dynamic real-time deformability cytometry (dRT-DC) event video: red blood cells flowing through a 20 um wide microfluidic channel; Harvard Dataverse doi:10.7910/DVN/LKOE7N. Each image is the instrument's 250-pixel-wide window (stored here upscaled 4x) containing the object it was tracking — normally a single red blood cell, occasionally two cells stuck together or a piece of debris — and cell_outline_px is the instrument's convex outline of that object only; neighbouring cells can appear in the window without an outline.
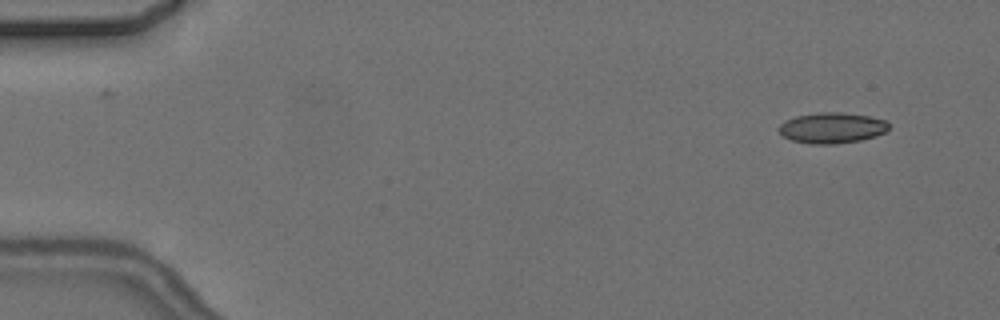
{"species": "common noctule bat (a hibernating species)", "species_latin": "Nyctalus noctula", "temperature_condition": "cold", "stored_images_in_passage": 5, "camera_frame_rate_fps": 3000, "um_per_image_px": 0.085, "animal": {"sex": "female", "body_mass_g": 24.6, "forearm_length_mm": 56.2}, "frame": {"image": 1, "passage_image": 1, "time_ms": 0.0, "image_size_px": [1000, 320], "cell_outline_px": [[888, 128], [884, 132], [876, 136], [860, 140], [836, 144], [812, 144], [792, 140], [784, 136], [776, 128], [784, 120], [796, 116], [820, 112], [840, 112], [868, 116], [888, 120]], "centroid_in_image_um": [70.7, 10.86], "position_along_channel_um": 14.3, "area_um2": 19.71}}
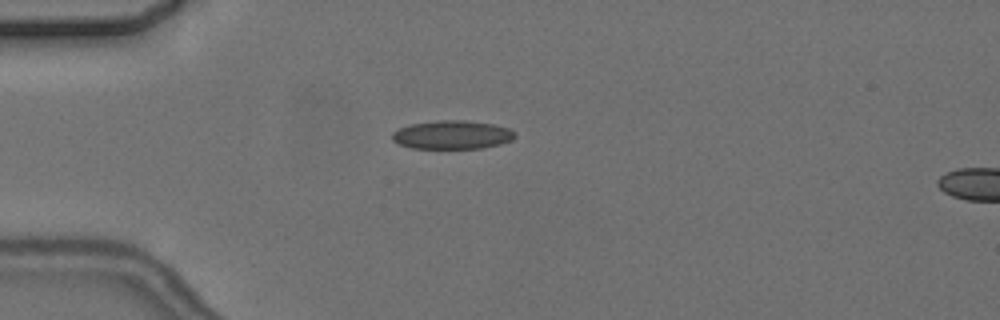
{"frame": {"image": 2, "passage_image": 4, "time_ms": 3.667, "image_size_px": [1000, 320], "cell_outline_px": [[516, 136], [512, 140], [500, 144], [484, 148], [412, 148], [400, 144], [392, 140], [392, 132], [408, 124], [440, 120], [464, 120], [492, 124], [508, 128], [516, 132]], "centroid_in_image_um": [38.44, 11.45], "position_along_channel_um": 46.6, "area_um2": 20.46}}